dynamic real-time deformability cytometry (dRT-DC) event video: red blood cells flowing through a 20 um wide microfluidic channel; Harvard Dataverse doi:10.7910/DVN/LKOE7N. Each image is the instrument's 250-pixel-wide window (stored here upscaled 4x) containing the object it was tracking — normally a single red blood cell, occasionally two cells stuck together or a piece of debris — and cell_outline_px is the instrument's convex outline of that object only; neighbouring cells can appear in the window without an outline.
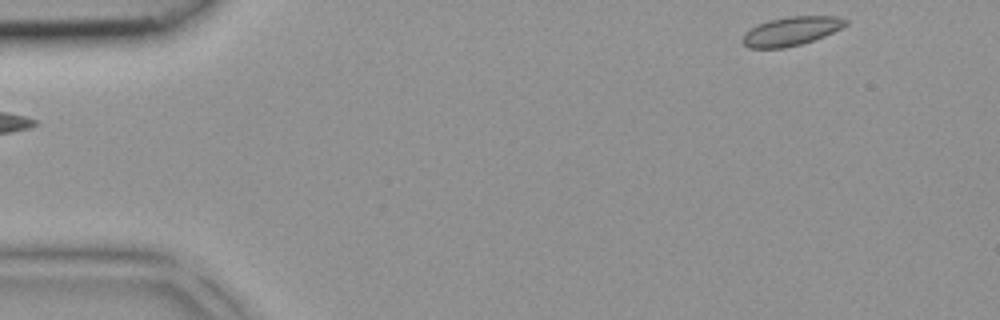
{"species": "common noctule bat (a hibernating species)", "species_latin": "Nyctalus noctula", "temperature_condition": "room temperature", "stored_images_in_passage": 39, "camera_frame_rate_fps": 3000, "um_per_image_px": 0.085, "animal": {"sex": "female", "body_mass_g": 18.4}, "frame": {"image": 1, "passage_image": 1, "time_ms": 0.0, "image_size_px": [1000, 320], "cell_outline_px": [[848, 24], [824, 36], [800, 44], [784, 48], [748, 48], [740, 40], [744, 32], [756, 24], [768, 20], [788, 16], [836, 16], [848, 20]], "centroid_in_image_um": [67.19, 2.64], "position_along_channel_um": 17.8, "area_um2": 17.4}}
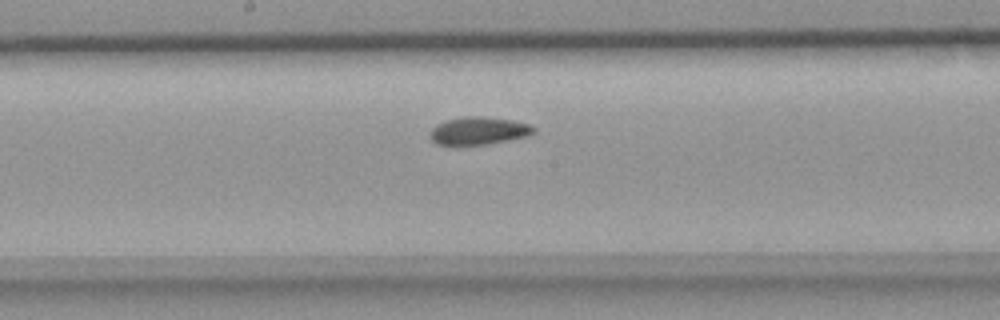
{"frame": {"image": 2, "passage_image": 19, "time_ms": 6.0, "image_size_px": [1000, 320], "cell_outline_px": [[536, 132], [528, 136], [508, 140], [484, 144], [436, 144], [428, 136], [432, 128], [436, 124], [444, 120], [464, 116], [480, 116], [512, 120], [528, 124], [536, 128]], "centroid_in_image_um": [40.67, 11.1], "position_along_channel_um": 207.5, "area_um2": 16.7}}
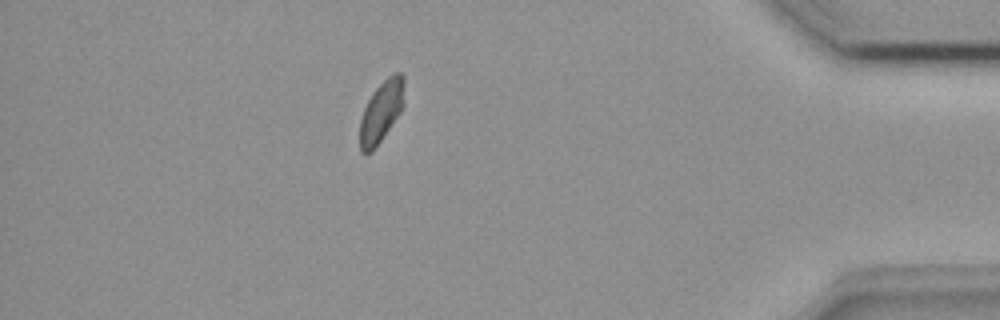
{"frame": {"image": 3, "passage_image": 34, "time_ms": 11.0, "image_size_px": [1000, 320], "cell_outline_px": [[404, 104], [400, 112], [372, 152], [360, 152], [360, 120], [364, 108], [372, 92], [392, 72], [400, 72], [404, 76]], "centroid_in_image_um": [32.42, 9.43], "position_along_channel_um": 402.8, "area_um2": 15.78}}